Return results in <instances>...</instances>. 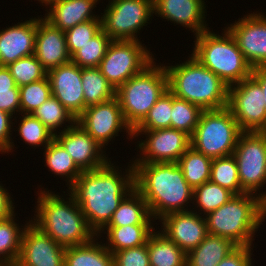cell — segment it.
<instances>
[{
    "label": "cell",
    "instance_id": "14",
    "mask_svg": "<svg viewBox=\"0 0 266 266\" xmlns=\"http://www.w3.org/2000/svg\"><path fill=\"white\" fill-rule=\"evenodd\" d=\"M76 122L104 147V150L122 130L126 131L129 137L127 139H133V131L124 120L117 97L86 107Z\"/></svg>",
    "mask_w": 266,
    "mask_h": 266
},
{
    "label": "cell",
    "instance_id": "48",
    "mask_svg": "<svg viewBox=\"0 0 266 266\" xmlns=\"http://www.w3.org/2000/svg\"><path fill=\"white\" fill-rule=\"evenodd\" d=\"M12 88H19L9 69L6 66H0V92L9 91Z\"/></svg>",
    "mask_w": 266,
    "mask_h": 266
},
{
    "label": "cell",
    "instance_id": "25",
    "mask_svg": "<svg viewBox=\"0 0 266 266\" xmlns=\"http://www.w3.org/2000/svg\"><path fill=\"white\" fill-rule=\"evenodd\" d=\"M237 247L231 240L208 234L186 255V266H217Z\"/></svg>",
    "mask_w": 266,
    "mask_h": 266
},
{
    "label": "cell",
    "instance_id": "22",
    "mask_svg": "<svg viewBox=\"0 0 266 266\" xmlns=\"http://www.w3.org/2000/svg\"><path fill=\"white\" fill-rule=\"evenodd\" d=\"M40 16H37L38 27L34 55L48 72L53 68L70 62L71 57L67 50L65 31L52 26L42 15Z\"/></svg>",
    "mask_w": 266,
    "mask_h": 266
},
{
    "label": "cell",
    "instance_id": "21",
    "mask_svg": "<svg viewBox=\"0 0 266 266\" xmlns=\"http://www.w3.org/2000/svg\"><path fill=\"white\" fill-rule=\"evenodd\" d=\"M37 27L34 17L0 30V66L34 54Z\"/></svg>",
    "mask_w": 266,
    "mask_h": 266
},
{
    "label": "cell",
    "instance_id": "18",
    "mask_svg": "<svg viewBox=\"0 0 266 266\" xmlns=\"http://www.w3.org/2000/svg\"><path fill=\"white\" fill-rule=\"evenodd\" d=\"M193 209L173 212L159 220L162 224L160 231L186 254L196 248L208 235L205 216L196 213V208Z\"/></svg>",
    "mask_w": 266,
    "mask_h": 266
},
{
    "label": "cell",
    "instance_id": "9",
    "mask_svg": "<svg viewBox=\"0 0 266 266\" xmlns=\"http://www.w3.org/2000/svg\"><path fill=\"white\" fill-rule=\"evenodd\" d=\"M101 13L102 30L118 41H140L141 28L151 23L154 15L151 0H111ZM149 21V22H148Z\"/></svg>",
    "mask_w": 266,
    "mask_h": 266
},
{
    "label": "cell",
    "instance_id": "23",
    "mask_svg": "<svg viewBox=\"0 0 266 266\" xmlns=\"http://www.w3.org/2000/svg\"><path fill=\"white\" fill-rule=\"evenodd\" d=\"M100 0H57L45 10L44 19L52 26L66 31L80 23L101 19L92 11Z\"/></svg>",
    "mask_w": 266,
    "mask_h": 266
},
{
    "label": "cell",
    "instance_id": "16",
    "mask_svg": "<svg viewBox=\"0 0 266 266\" xmlns=\"http://www.w3.org/2000/svg\"><path fill=\"white\" fill-rule=\"evenodd\" d=\"M65 249L30 222L23 232L15 266H64Z\"/></svg>",
    "mask_w": 266,
    "mask_h": 266
},
{
    "label": "cell",
    "instance_id": "24",
    "mask_svg": "<svg viewBox=\"0 0 266 266\" xmlns=\"http://www.w3.org/2000/svg\"><path fill=\"white\" fill-rule=\"evenodd\" d=\"M155 224H134L125 226H105L97 236L101 238L106 234L105 247L113 254L114 252L135 248L146 244L149 235L155 230ZM107 231V232H106Z\"/></svg>",
    "mask_w": 266,
    "mask_h": 266
},
{
    "label": "cell",
    "instance_id": "6",
    "mask_svg": "<svg viewBox=\"0 0 266 266\" xmlns=\"http://www.w3.org/2000/svg\"><path fill=\"white\" fill-rule=\"evenodd\" d=\"M221 35L210 28L195 35V46L190 55L230 87L251 76L253 68L226 27Z\"/></svg>",
    "mask_w": 266,
    "mask_h": 266
},
{
    "label": "cell",
    "instance_id": "13",
    "mask_svg": "<svg viewBox=\"0 0 266 266\" xmlns=\"http://www.w3.org/2000/svg\"><path fill=\"white\" fill-rule=\"evenodd\" d=\"M146 135L137 141V151L141 152L133 163H177L191 146V136L174 128L155 130H133V138Z\"/></svg>",
    "mask_w": 266,
    "mask_h": 266
},
{
    "label": "cell",
    "instance_id": "5",
    "mask_svg": "<svg viewBox=\"0 0 266 266\" xmlns=\"http://www.w3.org/2000/svg\"><path fill=\"white\" fill-rule=\"evenodd\" d=\"M205 218L208 234L227 238L237 246H252L266 219V202L252 193L234 195Z\"/></svg>",
    "mask_w": 266,
    "mask_h": 266
},
{
    "label": "cell",
    "instance_id": "29",
    "mask_svg": "<svg viewBox=\"0 0 266 266\" xmlns=\"http://www.w3.org/2000/svg\"><path fill=\"white\" fill-rule=\"evenodd\" d=\"M15 215L0 220V264L3 266H15L21 249L22 235L26 226L31 222L27 221L24 226L15 222Z\"/></svg>",
    "mask_w": 266,
    "mask_h": 266
},
{
    "label": "cell",
    "instance_id": "33",
    "mask_svg": "<svg viewBox=\"0 0 266 266\" xmlns=\"http://www.w3.org/2000/svg\"><path fill=\"white\" fill-rule=\"evenodd\" d=\"M32 115L38 118L54 135L60 128H64L59 130V132H63L76 123V118L53 96L33 111ZM66 122L68 124H65ZM64 124L66 128L63 127Z\"/></svg>",
    "mask_w": 266,
    "mask_h": 266
},
{
    "label": "cell",
    "instance_id": "26",
    "mask_svg": "<svg viewBox=\"0 0 266 266\" xmlns=\"http://www.w3.org/2000/svg\"><path fill=\"white\" fill-rule=\"evenodd\" d=\"M98 238L95 236L88 243L67 247L64 266H114L113 254L104 243L97 242Z\"/></svg>",
    "mask_w": 266,
    "mask_h": 266
},
{
    "label": "cell",
    "instance_id": "41",
    "mask_svg": "<svg viewBox=\"0 0 266 266\" xmlns=\"http://www.w3.org/2000/svg\"><path fill=\"white\" fill-rule=\"evenodd\" d=\"M15 80L18 87L40 81L47 76V71L36 59L35 55L27 56L16 60L6 66Z\"/></svg>",
    "mask_w": 266,
    "mask_h": 266
},
{
    "label": "cell",
    "instance_id": "47",
    "mask_svg": "<svg viewBox=\"0 0 266 266\" xmlns=\"http://www.w3.org/2000/svg\"><path fill=\"white\" fill-rule=\"evenodd\" d=\"M0 183V220L7 219L15 214L12 197L4 185Z\"/></svg>",
    "mask_w": 266,
    "mask_h": 266
},
{
    "label": "cell",
    "instance_id": "43",
    "mask_svg": "<svg viewBox=\"0 0 266 266\" xmlns=\"http://www.w3.org/2000/svg\"><path fill=\"white\" fill-rule=\"evenodd\" d=\"M114 266H150L147 243L113 253Z\"/></svg>",
    "mask_w": 266,
    "mask_h": 266
},
{
    "label": "cell",
    "instance_id": "4",
    "mask_svg": "<svg viewBox=\"0 0 266 266\" xmlns=\"http://www.w3.org/2000/svg\"><path fill=\"white\" fill-rule=\"evenodd\" d=\"M188 57L184 63L165 66L168 89L175 97L195 104L202 110L227 107L229 86L195 57Z\"/></svg>",
    "mask_w": 266,
    "mask_h": 266
},
{
    "label": "cell",
    "instance_id": "36",
    "mask_svg": "<svg viewBox=\"0 0 266 266\" xmlns=\"http://www.w3.org/2000/svg\"><path fill=\"white\" fill-rule=\"evenodd\" d=\"M113 40L101 30L93 39L81 46L71 61L81 68L98 67Z\"/></svg>",
    "mask_w": 266,
    "mask_h": 266
},
{
    "label": "cell",
    "instance_id": "35",
    "mask_svg": "<svg viewBox=\"0 0 266 266\" xmlns=\"http://www.w3.org/2000/svg\"><path fill=\"white\" fill-rule=\"evenodd\" d=\"M210 181L227 188L235 195L246 193L240 185L238 166L232 155L212 159Z\"/></svg>",
    "mask_w": 266,
    "mask_h": 266
},
{
    "label": "cell",
    "instance_id": "39",
    "mask_svg": "<svg viewBox=\"0 0 266 266\" xmlns=\"http://www.w3.org/2000/svg\"><path fill=\"white\" fill-rule=\"evenodd\" d=\"M172 92L168 89L149 110L145 119L134 130L171 128Z\"/></svg>",
    "mask_w": 266,
    "mask_h": 266
},
{
    "label": "cell",
    "instance_id": "30",
    "mask_svg": "<svg viewBox=\"0 0 266 266\" xmlns=\"http://www.w3.org/2000/svg\"><path fill=\"white\" fill-rule=\"evenodd\" d=\"M44 149L43 155L49 171L60 177H65L69 188L83 172L71 158L70 154L53 139Z\"/></svg>",
    "mask_w": 266,
    "mask_h": 266
},
{
    "label": "cell",
    "instance_id": "1",
    "mask_svg": "<svg viewBox=\"0 0 266 266\" xmlns=\"http://www.w3.org/2000/svg\"><path fill=\"white\" fill-rule=\"evenodd\" d=\"M128 167L122 173V168L109 160L100 168L83 171L67 190L96 235L109 223L122 200L135 188L133 162Z\"/></svg>",
    "mask_w": 266,
    "mask_h": 266
},
{
    "label": "cell",
    "instance_id": "34",
    "mask_svg": "<svg viewBox=\"0 0 266 266\" xmlns=\"http://www.w3.org/2000/svg\"><path fill=\"white\" fill-rule=\"evenodd\" d=\"M234 195L227 188L207 181L194 189L193 204L195 206H192L197 208L198 212L196 211V213L200 215L204 213L203 215L206 216L208 213L226 204Z\"/></svg>",
    "mask_w": 266,
    "mask_h": 266
},
{
    "label": "cell",
    "instance_id": "50",
    "mask_svg": "<svg viewBox=\"0 0 266 266\" xmlns=\"http://www.w3.org/2000/svg\"><path fill=\"white\" fill-rule=\"evenodd\" d=\"M37 1L41 2L42 6H46V8L48 9V7L57 0H37Z\"/></svg>",
    "mask_w": 266,
    "mask_h": 266
},
{
    "label": "cell",
    "instance_id": "7",
    "mask_svg": "<svg viewBox=\"0 0 266 266\" xmlns=\"http://www.w3.org/2000/svg\"><path fill=\"white\" fill-rule=\"evenodd\" d=\"M159 64L156 65L153 61L116 90L124 120L132 131L168 90V74L165 65Z\"/></svg>",
    "mask_w": 266,
    "mask_h": 266
},
{
    "label": "cell",
    "instance_id": "32",
    "mask_svg": "<svg viewBox=\"0 0 266 266\" xmlns=\"http://www.w3.org/2000/svg\"><path fill=\"white\" fill-rule=\"evenodd\" d=\"M212 158L189 147L179 158L177 164L181 168L187 183L195 189L210 181Z\"/></svg>",
    "mask_w": 266,
    "mask_h": 266
},
{
    "label": "cell",
    "instance_id": "49",
    "mask_svg": "<svg viewBox=\"0 0 266 266\" xmlns=\"http://www.w3.org/2000/svg\"><path fill=\"white\" fill-rule=\"evenodd\" d=\"M251 76L260 84L264 93L265 110H266V66H258L252 69Z\"/></svg>",
    "mask_w": 266,
    "mask_h": 266
},
{
    "label": "cell",
    "instance_id": "46",
    "mask_svg": "<svg viewBox=\"0 0 266 266\" xmlns=\"http://www.w3.org/2000/svg\"><path fill=\"white\" fill-rule=\"evenodd\" d=\"M0 110L14 115L20 114V90L12 88L9 91L0 92Z\"/></svg>",
    "mask_w": 266,
    "mask_h": 266
},
{
    "label": "cell",
    "instance_id": "3",
    "mask_svg": "<svg viewBox=\"0 0 266 266\" xmlns=\"http://www.w3.org/2000/svg\"><path fill=\"white\" fill-rule=\"evenodd\" d=\"M64 195L69 197L65 200L63 194L61 197L40 189L35 202L36 217L31 218V223L64 248L90 242L97 235L88 226L74 197L70 193Z\"/></svg>",
    "mask_w": 266,
    "mask_h": 266
},
{
    "label": "cell",
    "instance_id": "8",
    "mask_svg": "<svg viewBox=\"0 0 266 266\" xmlns=\"http://www.w3.org/2000/svg\"><path fill=\"white\" fill-rule=\"evenodd\" d=\"M242 132L228 107L203 110L191 136V147L212 159L229 156Z\"/></svg>",
    "mask_w": 266,
    "mask_h": 266
},
{
    "label": "cell",
    "instance_id": "37",
    "mask_svg": "<svg viewBox=\"0 0 266 266\" xmlns=\"http://www.w3.org/2000/svg\"><path fill=\"white\" fill-rule=\"evenodd\" d=\"M202 109L172 93L171 128L186 132L192 136L198 124Z\"/></svg>",
    "mask_w": 266,
    "mask_h": 266
},
{
    "label": "cell",
    "instance_id": "20",
    "mask_svg": "<svg viewBox=\"0 0 266 266\" xmlns=\"http://www.w3.org/2000/svg\"><path fill=\"white\" fill-rule=\"evenodd\" d=\"M205 0H155L154 15L189 28L194 35L209 29ZM206 13V15H205Z\"/></svg>",
    "mask_w": 266,
    "mask_h": 266
},
{
    "label": "cell",
    "instance_id": "42",
    "mask_svg": "<svg viewBox=\"0 0 266 266\" xmlns=\"http://www.w3.org/2000/svg\"><path fill=\"white\" fill-rule=\"evenodd\" d=\"M101 30V19L89 20L66 30L67 50L70 57H72L82 45L93 39Z\"/></svg>",
    "mask_w": 266,
    "mask_h": 266
},
{
    "label": "cell",
    "instance_id": "44",
    "mask_svg": "<svg viewBox=\"0 0 266 266\" xmlns=\"http://www.w3.org/2000/svg\"><path fill=\"white\" fill-rule=\"evenodd\" d=\"M14 116L10 115L9 113L0 110V152L1 154L13 152L14 149V142L12 139V128ZM13 118V119H12ZM12 126V127H11ZM12 139V140H11ZM12 150V151H11Z\"/></svg>",
    "mask_w": 266,
    "mask_h": 266
},
{
    "label": "cell",
    "instance_id": "10",
    "mask_svg": "<svg viewBox=\"0 0 266 266\" xmlns=\"http://www.w3.org/2000/svg\"><path fill=\"white\" fill-rule=\"evenodd\" d=\"M233 156L241 188L246 193L258 194L266 202V192L260 191L266 184V132H242Z\"/></svg>",
    "mask_w": 266,
    "mask_h": 266
},
{
    "label": "cell",
    "instance_id": "12",
    "mask_svg": "<svg viewBox=\"0 0 266 266\" xmlns=\"http://www.w3.org/2000/svg\"><path fill=\"white\" fill-rule=\"evenodd\" d=\"M263 95L260 84L252 76L229 87L227 107L243 132H266Z\"/></svg>",
    "mask_w": 266,
    "mask_h": 266
},
{
    "label": "cell",
    "instance_id": "27",
    "mask_svg": "<svg viewBox=\"0 0 266 266\" xmlns=\"http://www.w3.org/2000/svg\"><path fill=\"white\" fill-rule=\"evenodd\" d=\"M146 243L150 266H186L187 254L157 228Z\"/></svg>",
    "mask_w": 266,
    "mask_h": 266
},
{
    "label": "cell",
    "instance_id": "40",
    "mask_svg": "<svg viewBox=\"0 0 266 266\" xmlns=\"http://www.w3.org/2000/svg\"><path fill=\"white\" fill-rule=\"evenodd\" d=\"M20 113L32 114L39 106L52 96L48 77L40 81L19 87Z\"/></svg>",
    "mask_w": 266,
    "mask_h": 266
},
{
    "label": "cell",
    "instance_id": "15",
    "mask_svg": "<svg viewBox=\"0 0 266 266\" xmlns=\"http://www.w3.org/2000/svg\"><path fill=\"white\" fill-rule=\"evenodd\" d=\"M265 15L258 11L248 13L226 27L252 68L266 66Z\"/></svg>",
    "mask_w": 266,
    "mask_h": 266
},
{
    "label": "cell",
    "instance_id": "17",
    "mask_svg": "<svg viewBox=\"0 0 266 266\" xmlns=\"http://www.w3.org/2000/svg\"><path fill=\"white\" fill-rule=\"evenodd\" d=\"M59 134V135H58ZM54 139L70 154L82 171H90L104 166L110 158L106 151L77 122Z\"/></svg>",
    "mask_w": 266,
    "mask_h": 266
},
{
    "label": "cell",
    "instance_id": "28",
    "mask_svg": "<svg viewBox=\"0 0 266 266\" xmlns=\"http://www.w3.org/2000/svg\"><path fill=\"white\" fill-rule=\"evenodd\" d=\"M152 219L148 204L143 196L134 188L122 200L106 226L153 224L155 220Z\"/></svg>",
    "mask_w": 266,
    "mask_h": 266
},
{
    "label": "cell",
    "instance_id": "2",
    "mask_svg": "<svg viewBox=\"0 0 266 266\" xmlns=\"http://www.w3.org/2000/svg\"><path fill=\"white\" fill-rule=\"evenodd\" d=\"M133 166L135 189L148 204L154 220L191 210L187 205L193 203L194 189L177 163H133Z\"/></svg>",
    "mask_w": 266,
    "mask_h": 266
},
{
    "label": "cell",
    "instance_id": "45",
    "mask_svg": "<svg viewBox=\"0 0 266 266\" xmlns=\"http://www.w3.org/2000/svg\"><path fill=\"white\" fill-rule=\"evenodd\" d=\"M252 250V246H237L217 266H254Z\"/></svg>",
    "mask_w": 266,
    "mask_h": 266
},
{
    "label": "cell",
    "instance_id": "31",
    "mask_svg": "<svg viewBox=\"0 0 266 266\" xmlns=\"http://www.w3.org/2000/svg\"><path fill=\"white\" fill-rule=\"evenodd\" d=\"M81 79L84 102L87 107L116 97V90L98 67L81 68Z\"/></svg>",
    "mask_w": 266,
    "mask_h": 266
},
{
    "label": "cell",
    "instance_id": "38",
    "mask_svg": "<svg viewBox=\"0 0 266 266\" xmlns=\"http://www.w3.org/2000/svg\"><path fill=\"white\" fill-rule=\"evenodd\" d=\"M17 130L25 144L32 147H46L53 139L54 134L32 114H21ZM45 145V146H44Z\"/></svg>",
    "mask_w": 266,
    "mask_h": 266
},
{
    "label": "cell",
    "instance_id": "19",
    "mask_svg": "<svg viewBox=\"0 0 266 266\" xmlns=\"http://www.w3.org/2000/svg\"><path fill=\"white\" fill-rule=\"evenodd\" d=\"M52 96L77 119L87 107L82 89L81 67L72 61L47 72Z\"/></svg>",
    "mask_w": 266,
    "mask_h": 266
},
{
    "label": "cell",
    "instance_id": "11",
    "mask_svg": "<svg viewBox=\"0 0 266 266\" xmlns=\"http://www.w3.org/2000/svg\"><path fill=\"white\" fill-rule=\"evenodd\" d=\"M143 45L140 41L113 40L108 46L98 68L115 90L155 60Z\"/></svg>",
    "mask_w": 266,
    "mask_h": 266
}]
</instances>
